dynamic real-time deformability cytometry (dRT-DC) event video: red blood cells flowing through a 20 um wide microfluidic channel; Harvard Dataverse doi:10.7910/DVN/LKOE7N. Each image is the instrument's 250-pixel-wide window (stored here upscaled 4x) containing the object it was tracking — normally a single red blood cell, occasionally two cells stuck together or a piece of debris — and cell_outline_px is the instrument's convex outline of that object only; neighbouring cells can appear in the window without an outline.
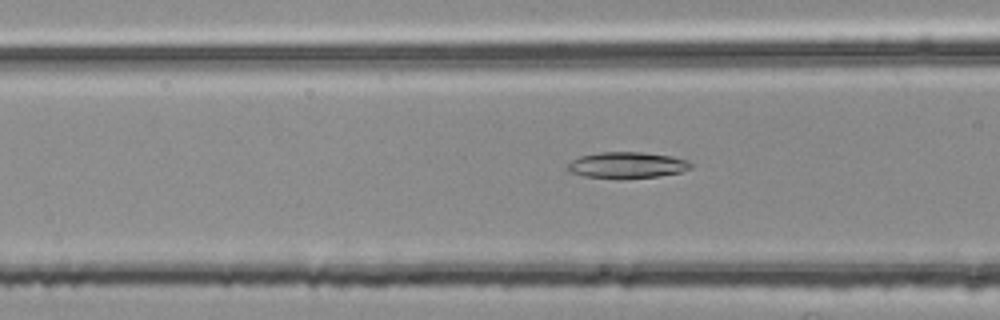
{"species": "common noctule bat (a hibernating species)", "species_latin": "Nyctalus noctula", "temperature_condition": "room temperature", "stored_images_in_passage": 30, "segment_of_instrument_passage": [2, 2], "camera_frame_rate_fps": 3000, "um_per_image_px": 0.085, "animal": {"sex": "female", "body_mass_g": 25.1}, "frame": {"image": 1, "passage_image": 21, "time_ms": 6.667, "image_size_px": [1000, 320], "cell_outline_px": [[692, 168], [680, 172], [660, 176], [584, 176], [572, 172], [564, 168], [572, 160], [580, 156], [600, 152], [640, 152], [672, 156], [688, 160], [692, 164]], "centroid_in_image_um": [53.33, 13.99], "position_along_channel_um": 113.3, "area_um2": 18.09}}
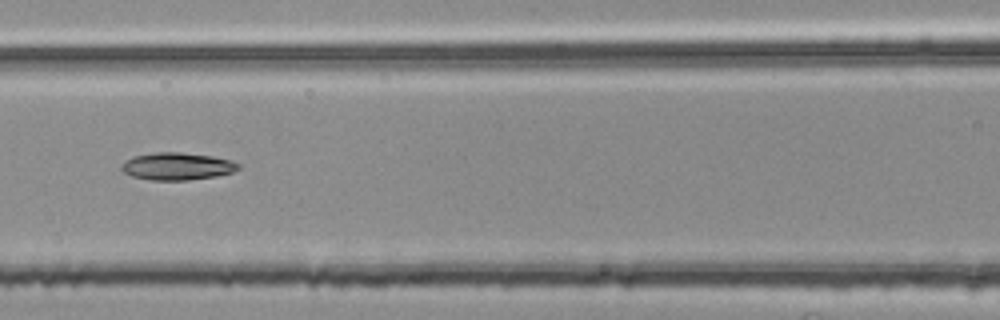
{"frame": {"image": 2, "passage_image": 24, "time_ms": 7.667, "image_size_px": [1000, 320], "cell_outline_px": [[240, 168], [232, 172], [216, 176], [188, 180], [152, 180], [132, 176], [124, 172], [120, 168], [120, 164], [124, 160], [132, 156], [156, 152], [180, 152], [212, 156], [228, 160], [240, 164]], "centroid_in_image_um": [15.01, 14.13], "position_along_channel_um": 151.6, "area_um2": 18.67}}
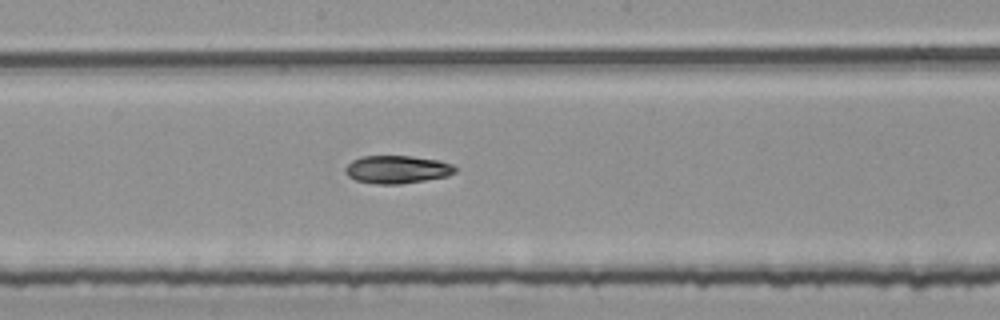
{"frame": {"image": 3, "passage_image": 29, "time_ms": 9.333, "image_size_px": [1000, 320], "cell_outline_px": [[456, 172], [448, 176], [400, 184], [372, 184], [356, 180], [348, 176], [344, 172], [344, 168], [352, 160], [360, 156], [412, 156], [440, 160], [452, 164], [456, 168]], "centroid_in_image_um": [33.74, 14.4], "position_along_channel_um": 214.5, "area_um2": 18.03}}